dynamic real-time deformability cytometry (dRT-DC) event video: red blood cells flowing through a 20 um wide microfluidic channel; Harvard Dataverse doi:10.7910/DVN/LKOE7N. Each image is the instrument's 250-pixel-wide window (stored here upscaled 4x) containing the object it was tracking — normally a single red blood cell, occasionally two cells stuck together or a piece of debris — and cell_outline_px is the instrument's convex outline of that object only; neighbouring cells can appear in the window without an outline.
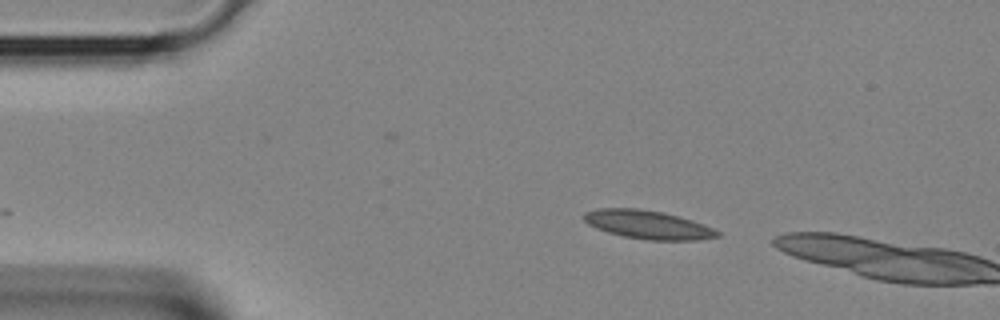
{"species": "Egyptian fruit bat (a non-hibernating species)", "species_latin": "Rousettus aegyptiacus", "temperature_condition": "room temperature", "stored_images_in_passage": 29, "camera_frame_rate_fps": 3000, "um_per_image_px": 0.085, "animal": {"sex": "female"}, "frame": {"image": 1, "passage_image": 3, "time_ms": 0.667, "image_size_px": [1000, 320], "cell_outline_px": [[720, 236], [696, 240], [648, 240], [624, 236], [608, 232], [596, 228], [588, 224], [584, 220], [584, 212], [596, 208], [636, 208], [664, 212], [692, 220], [704, 224], [720, 232]], "centroid_in_image_um": [55.06, 19.09], "position_along_channel_um": 29.9, "area_um2": 22.14}}
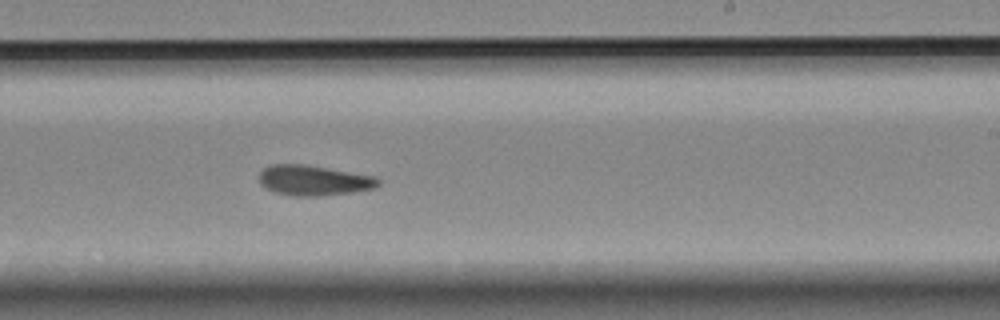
{"frame": {"image": 2, "passage_image": 19, "time_ms": 6.0, "image_size_px": [1000, 320], "cell_outline_px": [[380, 184], [372, 188], [352, 192], [320, 196], [292, 196], [276, 192], [260, 184], [260, 172], [264, 168], [272, 164], [304, 164], [376, 176], [380, 180]], "centroid_in_image_um": [26.68, 15.33], "position_along_channel_um": 262.3, "area_um2": 20.87}}
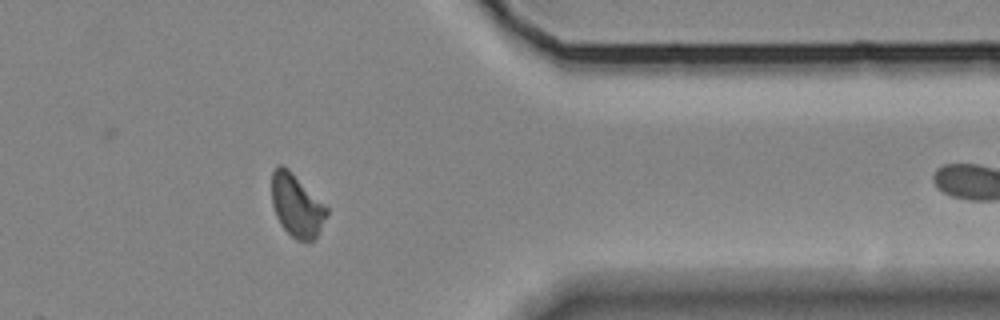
{"frame": {"image": 3, "passage_image": 27, "time_ms": 8.667, "image_size_px": [1000, 320], "cell_outline_px": [[328, 212], [316, 236], [312, 240], [296, 240], [280, 224], [276, 216], [272, 204], [272, 172], [280, 164], [284, 164], [328, 208]], "centroid_in_image_um": [25.19, 17.44], "position_along_channel_um": 386.2, "area_um2": 19.71}}